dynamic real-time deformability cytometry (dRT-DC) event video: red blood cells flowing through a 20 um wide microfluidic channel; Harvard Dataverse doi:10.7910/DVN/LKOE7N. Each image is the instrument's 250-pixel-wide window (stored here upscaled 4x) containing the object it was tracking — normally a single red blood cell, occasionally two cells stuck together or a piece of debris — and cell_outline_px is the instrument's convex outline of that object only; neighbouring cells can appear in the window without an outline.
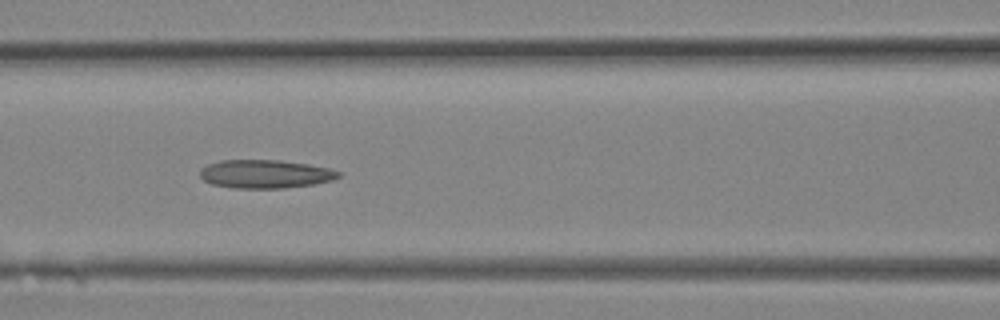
{"species": "Egyptian fruit bat (a non-hibernating species)", "species_latin": "Rousettus aegyptiacus", "temperature_condition": "room temperature", "stored_images_in_passage": 13, "camera_frame_rate_fps": 3000, "um_per_image_px": 0.085, "animal": {"sex": "female"}, "frame": {"image": 1, "passage_image": 10, "time_ms": 3.0, "image_size_px": [1000, 320], "cell_outline_px": [[340, 176], [332, 180], [312, 184], [284, 188], [236, 188], [212, 184], [204, 180], [200, 176], [200, 168], [208, 164], [220, 160], [280, 160], [308, 164], [332, 168], [340, 172]], "centroid_in_image_um": [22.55, 14.78], "position_along_channel_um": 144.1, "area_um2": 22.95}}
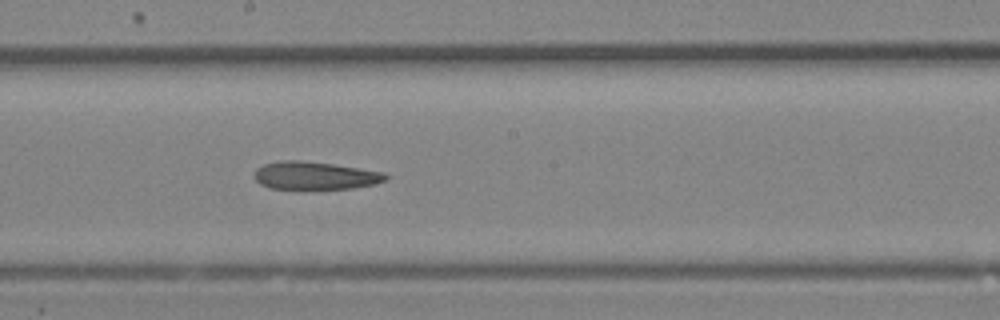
{"frame": {"image": 2, "passage_image": 13, "time_ms": 4.0, "image_size_px": [1000, 320], "cell_outline_px": [[388, 180], [376, 184], [352, 188], [268, 188], [260, 184], [252, 176], [256, 168], [264, 164], [280, 160], [300, 160], [332, 164], [360, 168], [384, 172], [388, 176]], "centroid_in_image_um": [26.76, 14.91], "position_along_channel_um": 221.4, "area_um2": 21.33}}